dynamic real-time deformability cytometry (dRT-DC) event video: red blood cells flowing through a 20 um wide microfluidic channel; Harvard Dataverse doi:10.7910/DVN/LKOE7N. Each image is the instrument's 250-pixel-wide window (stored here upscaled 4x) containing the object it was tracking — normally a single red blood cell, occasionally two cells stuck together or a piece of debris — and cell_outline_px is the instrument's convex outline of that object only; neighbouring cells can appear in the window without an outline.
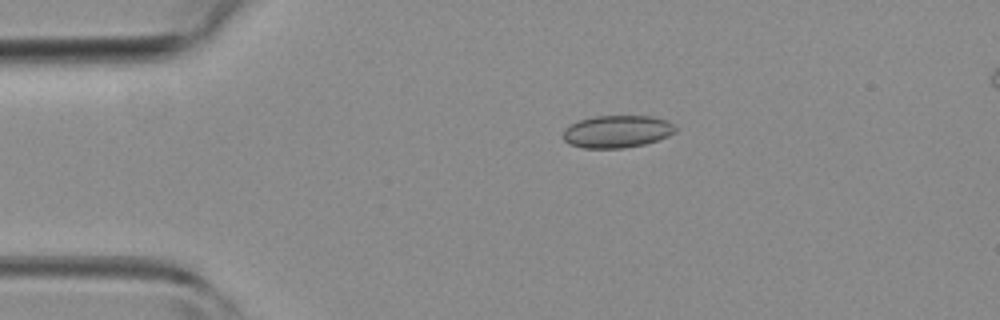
{"species": "common noctule bat (a hibernating species)", "species_latin": "Nyctalus noctula", "temperature_condition": "room temperature", "stored_images_in_passage": 4, "camera_frame_rate_fps": 3000, "um_per_image_px": 0.085, "animal": {"sex": "female", "body_mass_g": 19.3, "forearm_length_mm": 54.1}, "frame": {"image": 1, "passage_image": 4, "time_ms": 4.667, "image_size_px": [1000, 320], "cell_outline_px": [[676, 132], [668, 136], [644, 144], [624, 148], [584, 148], [568, 144], [564, 140], [564, 128], [580, 120], [596, 116], [652, 116], [668, 120], [676, 128]], "centroid_in_image_um": [52.46, 11.18], "position_along_channel_um": 32.5, "area_um2": 21.15}}